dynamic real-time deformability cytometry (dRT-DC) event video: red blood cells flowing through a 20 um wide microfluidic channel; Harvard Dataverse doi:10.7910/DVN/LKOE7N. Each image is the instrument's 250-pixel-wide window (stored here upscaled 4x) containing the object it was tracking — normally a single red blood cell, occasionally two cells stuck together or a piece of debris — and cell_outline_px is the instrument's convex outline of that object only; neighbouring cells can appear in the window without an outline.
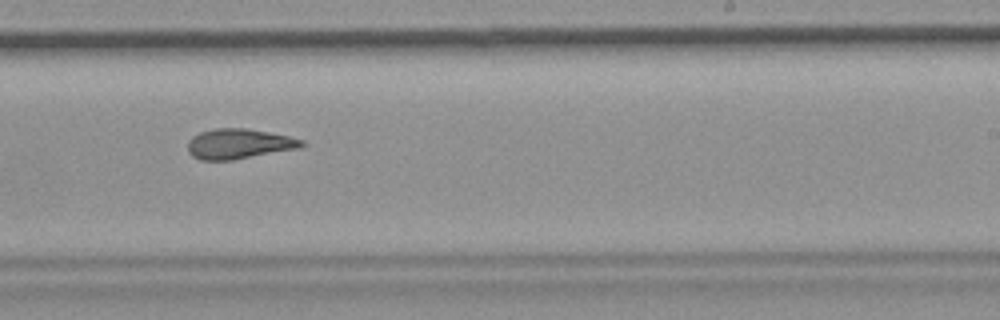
{"species": "common noctule bat (a hibernating species)", "species_latin": "Nyctalus noctula", "temperature_condition": "room temperature", "stored_images_in_passage": 10, "camera_frame_rate_fps": 3000, "um_per_image_px": 0.085, "animal": {"sex": "female", "body_mass_g": 19.9}, "frame": {"image": 1, "passage_image": 10, "time_ms": 10.333, "image_size_px": [1000, 320], "cell_outline_px": [[304, 144], [300, 148], [232, 160], [200, 160], [192, 156], [188, 152], [188, 140], [192, 136], [200, 132], [216, 128], [244, 128], [268, 132], [288, 136], [304, 140]], "centroid_in_image_um": [20.28, 12.23], "position_along_channel_um": 268.7, "area_um2": 19.94}}